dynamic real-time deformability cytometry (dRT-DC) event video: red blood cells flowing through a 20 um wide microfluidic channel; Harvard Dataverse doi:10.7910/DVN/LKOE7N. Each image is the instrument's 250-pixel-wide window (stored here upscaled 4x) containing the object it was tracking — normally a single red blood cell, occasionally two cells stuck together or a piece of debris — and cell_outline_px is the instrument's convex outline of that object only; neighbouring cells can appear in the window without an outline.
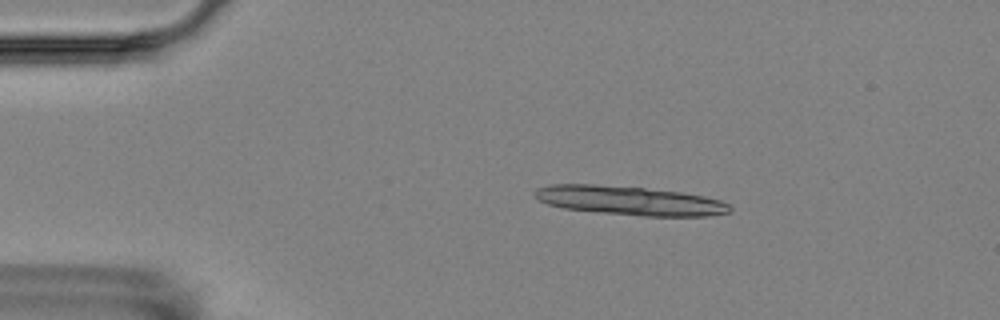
{"species": "Egyptian fruit bat (a non-hibernating species)", "species_latin": "Rousettus aegyptiacus", "temperature_condition": "room temperature", "stored_images_in_passage": 4, "camera_frame_rate_fps": 3000, "um_per_image_px": 0.085, "animal": {"sex": "female"}, "frame": {"image": 1, "passage_image": 2, "time_ms": 2.333, "image_size_px": [1000, 320], "cell_outline_px": [[732, 208], [728, 212], [708, 216], [644, 216], [600, 212], [564, 208], [548, 204], [532, 196], [532, 192], [536, 188], [552, 184], [592, 184], [644, 188], [680, 192], [704, 196], [720, 200], [728, 204]], "centroid_in_image_um": [53.48, 17.05], "position_along_channel_um": 31.5, "area_um2": 32.83}}